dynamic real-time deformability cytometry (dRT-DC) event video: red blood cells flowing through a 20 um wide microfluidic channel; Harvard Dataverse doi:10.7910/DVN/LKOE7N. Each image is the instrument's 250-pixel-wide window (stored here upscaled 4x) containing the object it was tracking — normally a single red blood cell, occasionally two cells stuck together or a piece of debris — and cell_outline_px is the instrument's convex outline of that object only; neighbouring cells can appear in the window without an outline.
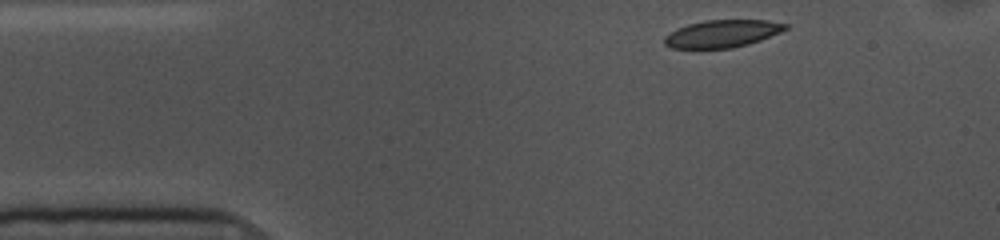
{"species": "common noctule bat (a hibernating species)", "species_latin": "Nyctalus noctula", "temperature_condition": "cold", "stored_images_in_passage": 7, "camera_frame_rate_fps": 3000, "um_per_image_px": 0.085, "animal": {"sex": "female", "body_mass_g": 10.0, "forearm_length_mm": 53.1}, "frame": {"image": 1, "passage_image": 1, "time_ms": 0.0, "image_size_px": [1000, 240], "cell_outline_px": [[788, 28], [780, 32], [760, 40], [748, 44], [732, 48], [672, 48], [664, 44], [664, 36], [676, 28], [688, 24], [704, 20], [768, 20], [788, 24]], "centroid_in_image_um": [61.37, 2.85], "position_along_channel_um": 23.6, "area_um2": 19.36}}